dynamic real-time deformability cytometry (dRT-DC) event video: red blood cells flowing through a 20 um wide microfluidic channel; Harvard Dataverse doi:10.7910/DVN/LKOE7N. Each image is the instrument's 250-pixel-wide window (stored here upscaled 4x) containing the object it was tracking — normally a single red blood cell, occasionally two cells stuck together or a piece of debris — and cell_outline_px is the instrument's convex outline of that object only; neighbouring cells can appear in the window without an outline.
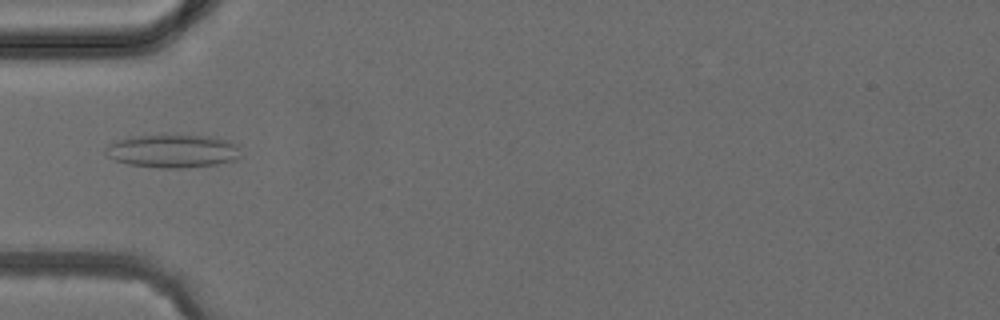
{"species": "common noctule bat (a hibernating species)", "species_latin": "Nyctalus noctula", "temperature_condition": "cold", "stored_images_in_passage": 4, "camera_frame_rate_fps": 3000, "um_per_image_px": 0.085, "animal": {"sex": "female", "body_mass_g": 24.6, "forearm_length_mm": 56.2}, "frame": {"image": 1, "passage_image": 4, "time_ms": 3.667, "image_size_px": [1000, 320], "cell_outline_px": [[240, 156], [236, 160], [216, 164], [180, 168], [160, 168], [128, 164], [116, 160], [108, 156], [104, 152], [104, 148], [108, 144], [116, 140], [128, 136], [212, 136], [228, 140], [236, 144]], "centroid_in_image_um": [14.65, 12.84], "position_along_channel_um": 70.3, "area_um2": 26.01}}